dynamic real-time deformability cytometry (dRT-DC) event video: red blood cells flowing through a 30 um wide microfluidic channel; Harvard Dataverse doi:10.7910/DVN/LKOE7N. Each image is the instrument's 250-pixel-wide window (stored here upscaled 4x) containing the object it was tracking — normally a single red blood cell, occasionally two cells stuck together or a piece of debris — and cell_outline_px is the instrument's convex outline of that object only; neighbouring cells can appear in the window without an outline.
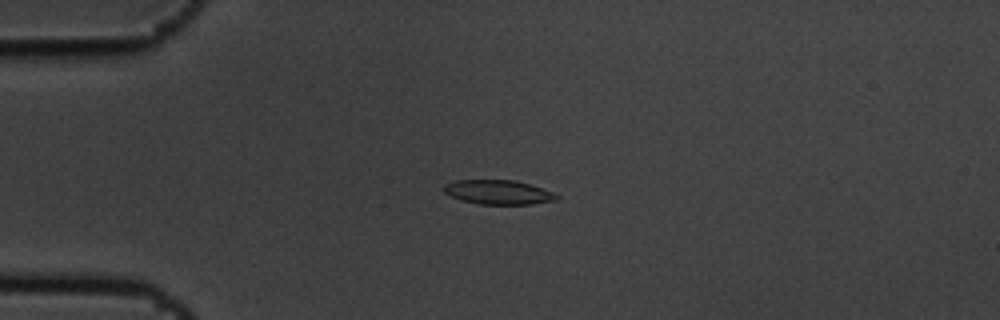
{"species": "common noctule bat (a hibernating species)", "species_latin": "Nyctalus noctula", "temperature_condition": "cold", "stored_images_in_passage": 5, "camera_frame_rate_fps": 3000, "um_per_image_px": 0.085, "animal": {"sex": "male", "body_mass_g": 19.5, "forearm_length_mm": 54.6}, "frame": {"image": 1, "passage_image": 3, "time_ms": 0.667, "image_size_px": [1000, 320], "cell_outline_px": [[560, 196], [556, 200], [532, 204], [480, 204], [460, 200], [444, 192], [444, 184], [456, 180], [516, 180], [552, 192]], "centroid_in_image_um": [42.34, 16.34], "position_along_channel_um": 42.7, "area_um2": 15.84}}
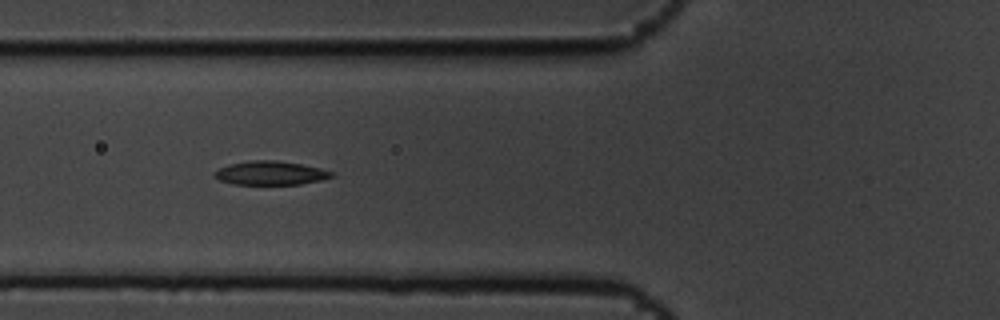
{"frame": {"image": 2, "passage_image": 5, "time_ms": 1.333, "image_size_px": [1000, 320], "cell_outline_px": [[336, 176], [320, 180], [300, 184], [232, 184], [220, 180], [212, 172], [228, 164], [252, 160], [276, 160], [300, 164], [320, 168], [332, 172]], "centroid_in_image_um": [22.99, 14.7], "position_along_channel_um": 102.8, "area_um2": 16.13}}